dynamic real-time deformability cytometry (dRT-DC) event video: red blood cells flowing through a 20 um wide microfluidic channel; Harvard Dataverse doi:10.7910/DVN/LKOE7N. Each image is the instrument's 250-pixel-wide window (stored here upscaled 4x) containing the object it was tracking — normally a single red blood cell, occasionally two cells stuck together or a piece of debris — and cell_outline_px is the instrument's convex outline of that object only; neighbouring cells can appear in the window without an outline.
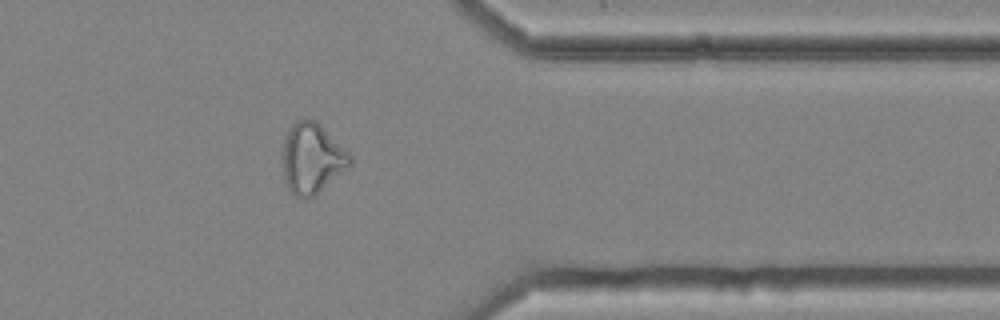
{"species": "common noctule bat (a hibernating species)", "species_latin": "Nyctalus noctula", "temperature_condition": "cold", "stored_images_in_passage": 54, "camera_frame_rate_fps": 3000, "um_per_image_px": 0.085, "animal": {"sex": "female", "body_mass_g": 25.1}, "frame": {"image": 1, "passage_image": 46, "time_ms": 15.0, "image_size_px": [1000, 320], "cell_outline_px": [[352, 164], [348, 168], [316, 196], [300, 200], [288, 188], [284, 176], [284, 140], [292, 124], [296, 120], [308, 116], [316, 120], [352, 156]], "centroid_in_image_um": [26.54, 13.47], "position_along_channel_um": 384.9, "area_um2": 27.74}, "authors_computed_cell_mechanics": {"area_um2": 28.1197, "velocity_mm_per_s": 3.6663, "shape_relaxation_time_tau1_ms": null, "shape_relaxation_time_tau2_ms": 2.8395, "deformation_change_tau1": null, "deformation_change_tau2": 0.1153}}